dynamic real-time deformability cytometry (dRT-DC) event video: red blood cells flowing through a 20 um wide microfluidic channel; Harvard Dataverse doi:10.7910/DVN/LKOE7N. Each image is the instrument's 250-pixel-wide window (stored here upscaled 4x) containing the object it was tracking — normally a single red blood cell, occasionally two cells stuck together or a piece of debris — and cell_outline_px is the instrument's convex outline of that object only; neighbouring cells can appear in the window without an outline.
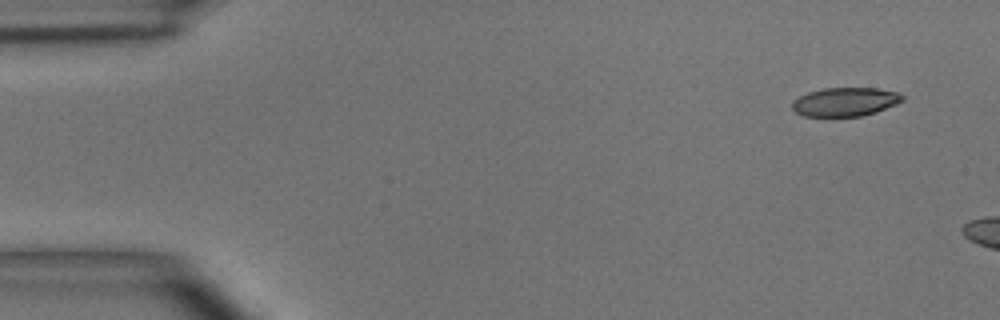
{"species": "common noctule bat (a hibernating species)", "species_latin": "Nyctalus noctula", "temperature_condition": "room temperature", "stored_images_in_passage": 3, "camera_frame_rate_fps": 3000, "um_per_image_px": 0.085, "animal": {"sex": "male", "body_mass_g": 15.6}, "frame": {"image": 1, "passage_image": 1, "time_ms": 0.0, "image_size_px": [1000, 320], "cell_outline_px": [[904, 100], [896, 104], [876, 112], [860, 116], [804, 116], [796, 112], [792, 108], [792, 100], [808, 92], [824, 88], [876, 88], [900, 92], [904, 96]], "centroid_in_image_um": [71.85, 8.65], "position_along_channel_um": 13.1, "area_um2": 18.5}}